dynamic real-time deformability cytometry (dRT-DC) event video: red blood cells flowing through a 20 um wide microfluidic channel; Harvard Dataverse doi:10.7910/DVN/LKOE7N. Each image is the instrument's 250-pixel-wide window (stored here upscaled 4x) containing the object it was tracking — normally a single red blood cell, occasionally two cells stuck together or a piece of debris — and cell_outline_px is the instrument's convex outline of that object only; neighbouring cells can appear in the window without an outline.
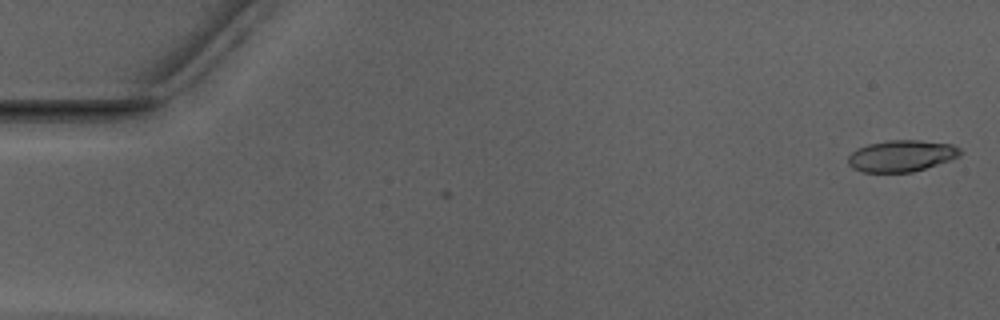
{"species": "Egyptian fruit bat (a non-hibernating species)", "species_latin": "Rousettus aegyptiacus", "temperature_condition": "warm", "stored_images_in_passage": 3, "camera_frame_rate_fps": 3000, "um_per_image_px": 0.085, "animal": {"sex": "male"}, "frame": {"image": 1, "passage_image": 1, "time_ms": 0.0, "image_size_px": [1000, 320], "cell_outline_px": [[964, 152], [960, 156], [952, 160], [912, 172], [864, 172], [852, 168], [848, 164], [848, 156], [856, 148], [868, 144], [888, 140], [920, 140], [952, 144], [960, 148]], "centroid_in_image_um": [76.65, 13.24], "position_along_channel_um": 8.3, "area_um2": 20.81}}